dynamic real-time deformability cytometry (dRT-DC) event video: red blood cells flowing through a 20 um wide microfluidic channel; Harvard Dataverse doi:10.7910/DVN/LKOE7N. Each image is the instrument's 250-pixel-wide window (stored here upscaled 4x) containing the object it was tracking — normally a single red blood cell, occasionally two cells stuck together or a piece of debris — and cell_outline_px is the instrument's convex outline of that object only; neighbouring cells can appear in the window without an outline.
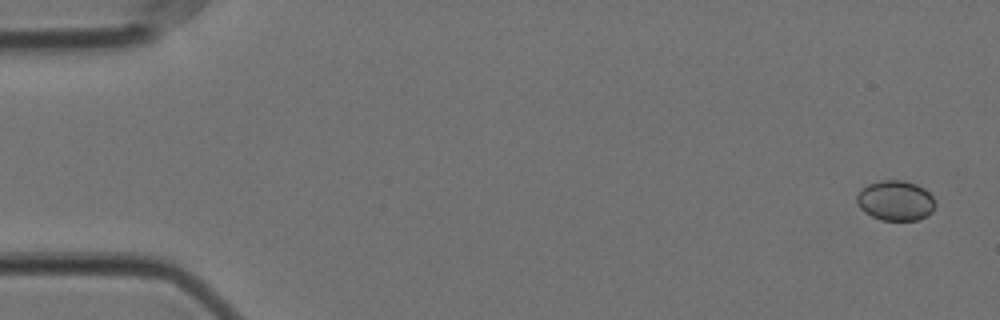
{"species": "Egyptian fruit bat (a non-hibernating species)", "species_latin": "Rousettus aegyptiacus", "temperature_condition": "cold", "stored_images_in_passage": 6, "camera_frame_rate_fps": 3000, "um_per_image_px": 0.085, "animal": {"sex": "female"}, "frame": {"image": 1, "passage_image": 1, "time_ms": 0.0, "image_size_px": [1000, 320], "cell_outline_px": [[936, 204], [932, 212], [920, 220], [880, 220], [864, 212], [856, 204], [856, 196], [868, 184], [880, 180], [904, 180], [916, 184], [924, 188], [932, 196]], "centroid_in_image_um": [76.12, 17.05], "position_along_channel_um": 8.9, "area_um2": 18.44}}